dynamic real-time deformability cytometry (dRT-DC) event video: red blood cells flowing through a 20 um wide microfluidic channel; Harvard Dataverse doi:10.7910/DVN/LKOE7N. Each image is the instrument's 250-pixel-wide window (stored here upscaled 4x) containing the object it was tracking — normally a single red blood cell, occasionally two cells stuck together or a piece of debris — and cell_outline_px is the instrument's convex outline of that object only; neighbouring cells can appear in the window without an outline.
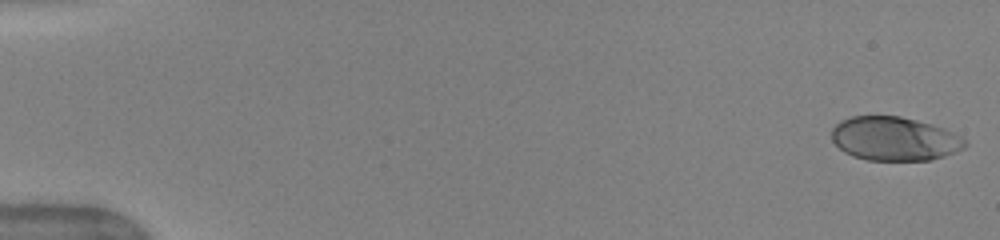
{"species": "human", "species_latin": "Homo sapiens", "temperature_condition": "warm", "stored_images_in_passage": 50, "camera_frame_rate_fps": 3000, "um_per_image_px": 0.085, "donor": {"sex": "female"}, "frame": {"image": 1, "passage_image": 1, "time_ms": 0.0, "image_size_px": [1000, 240], "cell_outline_px": [[968, 144], [964, 148], [956, 152], [944, 156], [928, 160], [868, 160], [852, 156], [844, 152], [832, 140], [832, 128], [840, 120], [852, 116], [900, 116], [932, 124], [944, 128], [960, 136]], "centroid_in_image_um": [76.02, 11.79], "position_along_channel_um": 9.0, "area_um2": 34.04}}
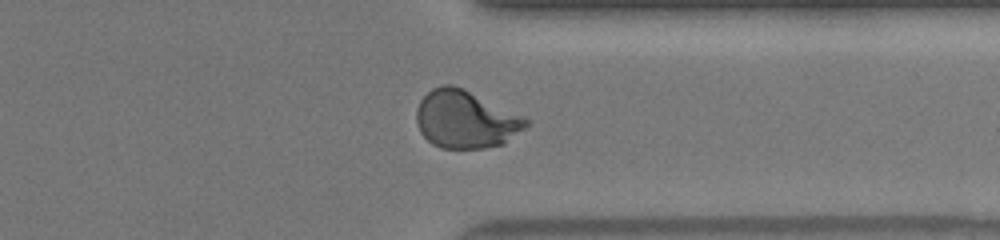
{"frame": {"image": 2, "passage_image": 40, "time_ms": 13.0, "image_size_px": [1000, 240], "cell_outline_px": [[528, 124], [524, 128], [504, 144], [484, 148], [440, 148], [432, 144], [420, 132], [416, 120], [416, 108], [420, 100], [432, 88], [444, 84], [452, 84], [464, 88], [528, 120]], "centroid_in_image_um": [39.52, 10.15], "position_along_channel_um": 371.9, "area_um2": 36.47}}
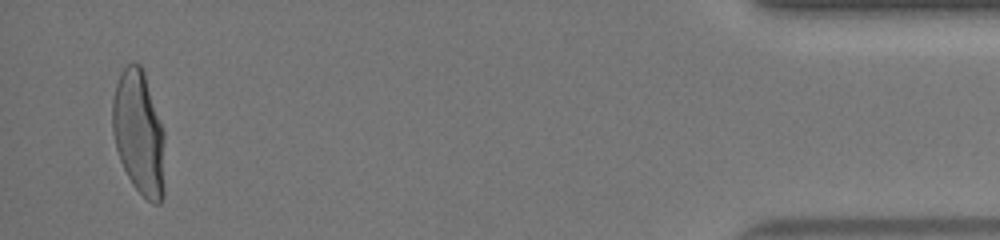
{"frame": {"image": 3, "passage_image": 49, "time_ms": 16.0, "image_size_px": [1000, 240], "cell_outline_px": [[164, 196], [160, 204], [152, 204], [132, 184], [120, 160], [116, 148], [112, 132], [112, 100], [116, 84], [120, 72], [132, 60], [136, 60], [140, 64], [144, 72], [164, 132]], "centroid_in_image_um": [11.8, 11.29], "position_along_channel_um": 423.4, "area_um2": 38.15}, "authors_computed_cell_mechanics": {"area_um2": 35.6626, "velocity_mm_per_s": 4.0274, "shape_relaxation_time_tau1_ms": 4.0157, "shape_relaxation_time_tau2_ms": null, "deformation_change_tau1": 0.2073, "deformation_change_tau2": null}}